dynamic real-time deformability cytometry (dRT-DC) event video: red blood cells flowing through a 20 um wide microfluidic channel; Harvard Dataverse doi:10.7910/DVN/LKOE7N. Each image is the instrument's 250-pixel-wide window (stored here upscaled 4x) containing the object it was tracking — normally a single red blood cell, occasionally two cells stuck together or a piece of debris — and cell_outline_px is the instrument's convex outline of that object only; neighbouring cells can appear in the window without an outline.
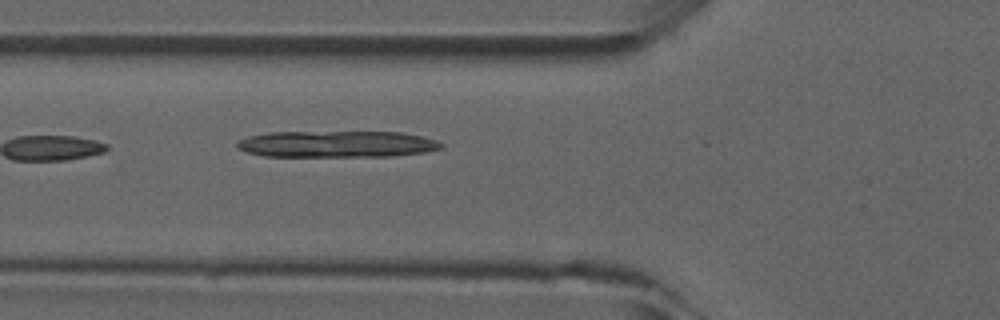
{"species": "common noctule bat (a hibernating species)", "species_latin": "Nyctalus noctula", "temperature_condition": "room temperature", "stored_images_in_passage": 2, "camera_frame_rate_fps": 3000, "um_per_image_px": 0.085, "animal": {"sex": "male", "forearm_length_mm": 52.5}, "frame": {"image": 1, "passage_image": 2, "time_ms": 1.333, "image_size_px": [1000, 320], "cell_outline_px": [[444, 144], [440, 148], [424, 152], [392, 156], [264, 156], [248, 152], [236, 148], [236, 144], [240, 140], [248, 136], [268, 132], [400, 132], [420, 136], [436, 140]], "centroid_in_image_um": [28.6, 12.24], "position_along_channel_um": 97.2, "area_um2": 31.39}}